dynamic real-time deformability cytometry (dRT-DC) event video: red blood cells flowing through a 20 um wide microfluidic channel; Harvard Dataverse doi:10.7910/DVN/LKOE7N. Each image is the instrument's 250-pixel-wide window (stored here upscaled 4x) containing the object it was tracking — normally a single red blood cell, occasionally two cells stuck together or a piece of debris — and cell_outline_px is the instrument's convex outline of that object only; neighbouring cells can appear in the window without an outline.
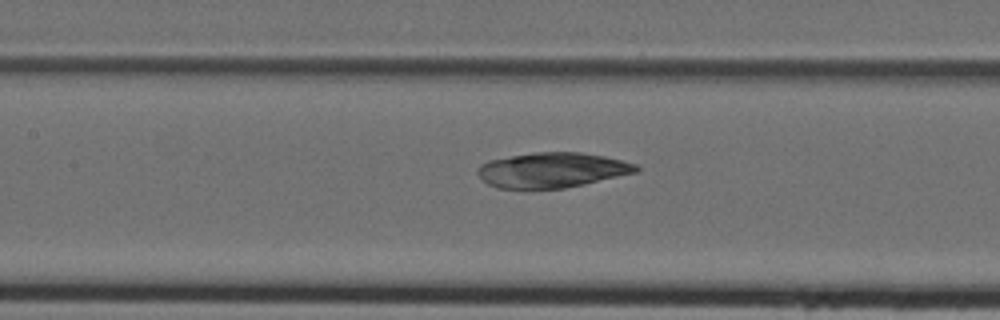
{"species": "Egyptian fruit bat (a non-hibernating species)", "species_latin": "Rousettus aegyptiacus", "temperature_condition": "cold", "stored_images_in_passage": 19, "camera_frame_rate_fps": 3000, "um_per_image_px": 0.085, "animal": {"sex": "female"}, "frame": {"image": 1, "passage_image": 14, "time_ms": 4.333, "image_size_px": [1000, 320], "cell_outline_px": [[640, 168], [636, 172], [584, 184], [564, 188], [496, 188], [488, 184], [476, 172], [480, 164], [488, 160], [536, 152], [580, 152], [604, 156], [636, 164]], "centroid_in_image_um": [46.91, 14.45], "position_along_channel_um": 160.5, "area_um2": 32.08}}
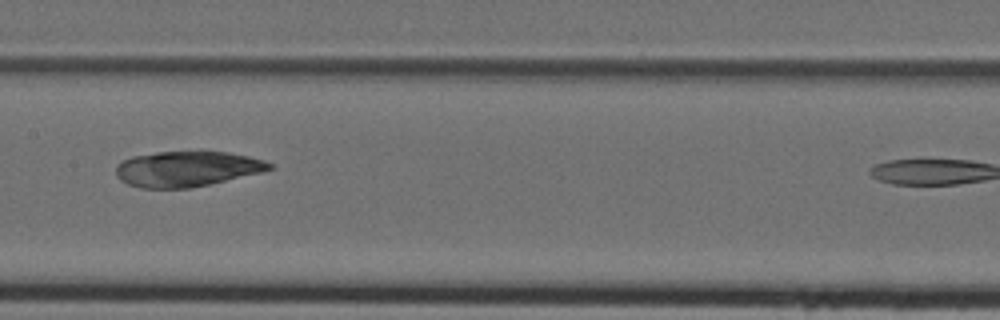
{"frame": {"image": 2, "passage_image": 16, "time_ms": 5.0, "image_size_px": [1000, 320], "cell_outline_px": [[276, 168], [260, 172], [192, 188], [140, 188], [128, 184], [120, 180], [116, 176], [116, 164], [132, 156], [156, 152], [228, 152], [248, 156], [264, 160], [272, 164]], "centroid_in_image_um": [15.86, 14.36], "position_along_channel_um": 191.5, "area_um2": 31.56}}